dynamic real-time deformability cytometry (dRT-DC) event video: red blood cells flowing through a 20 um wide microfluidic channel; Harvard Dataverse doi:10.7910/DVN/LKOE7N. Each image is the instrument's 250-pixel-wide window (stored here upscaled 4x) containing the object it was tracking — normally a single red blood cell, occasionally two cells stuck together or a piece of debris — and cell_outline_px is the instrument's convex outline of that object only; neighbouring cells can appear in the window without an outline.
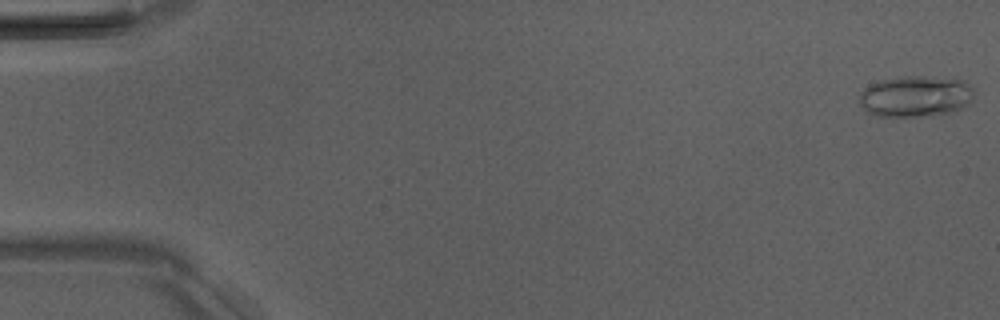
{"species": "Egyptian fruit bat (a non-hibernating species)", "species_latin": "Rousettus aegyptiacus", "temperature_condition": "room temperature", "stored_images_in_passage": 6, "camera_frame_rate_fps": 3000, "um_per_image_px": 0.085, "animal": {"sex": "male"}, "frame": {"image": 1, "passage_image": 1, "time_ms": 0.0, "image_size_px": [1000, 320], "cell_outline_px": [[972, 100], [960, 108], [948, 112], [928, 116], [876, 116], [868, 112], [860, 104], [860, 92], [864, 88], [880, 80], [900, 76], [932, 76], [964, 80], [972, 88]], "centroid_in_image_um": [77.8, 8.17], "position_along_channel_um": 7.2, "area_um2": 27.4}}
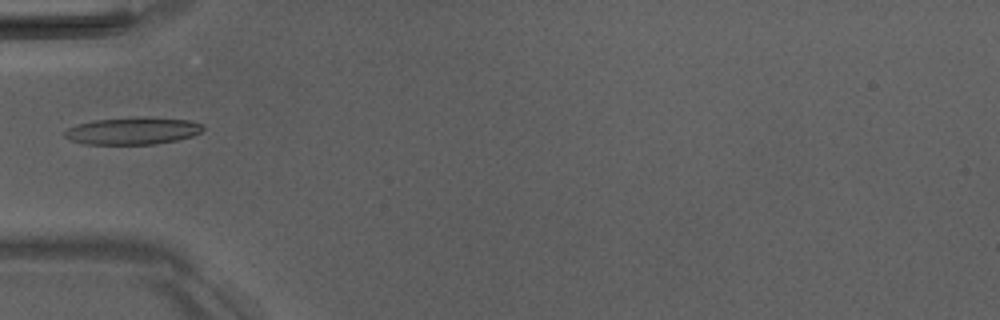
{"frame": {"image": 2, "passage_image": 5, "time_ms": 5.667, "image_size_px": [1000, 320], "cell_outline_px": [[204, 128], [200, 132], [192, 136], [176, 140], [156, 144], [84, 144], [72, 140], [64, 136], [64, 132], [68, 128], [80, 124], [96, 120], [188, 120], [204, 124]], "centroid_in_image_um": [11.27, 11.18], "position_along_channel_um": 73.7, "area_um2": 20.52}}